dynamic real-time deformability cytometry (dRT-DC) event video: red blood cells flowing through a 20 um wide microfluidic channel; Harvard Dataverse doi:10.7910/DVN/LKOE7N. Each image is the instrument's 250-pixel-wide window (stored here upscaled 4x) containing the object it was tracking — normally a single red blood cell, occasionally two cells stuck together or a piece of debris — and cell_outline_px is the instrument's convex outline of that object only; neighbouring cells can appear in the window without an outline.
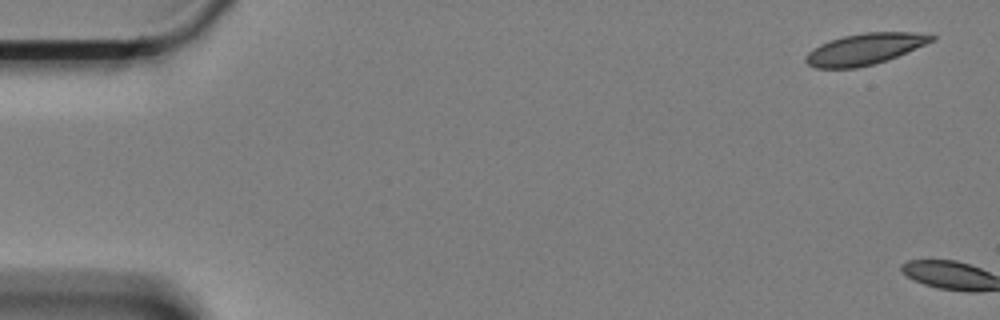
{"species": "Egyptian fruit bat (a non-hibernating species)", "species_latin": "Rousettus aegyptiacus", "temperature_condition": "cold", "stored_images_in_passage": 4, "camera_frame_rate_fps": 3000, "um_per_image_px": 0.085, "animal": {"sex": "female"}, "frame": {"image": 1, "passage_image": 1, "time_ms": 0.0, "image_size_px": [1000, 320], "cell_outline_px": [[936, 40], [896, 56], [872, 64], [856, 68], [816, 68], [808, 64], [804, 60], [808, 52], [812, 48], [820, 44], [844, 36], [864, 32], [912, 32], [936, 36]], "centroid_in_image_um": [73.48, 4.16], "position_along_channel_um": 11.5, "area_um2": 22.6}}